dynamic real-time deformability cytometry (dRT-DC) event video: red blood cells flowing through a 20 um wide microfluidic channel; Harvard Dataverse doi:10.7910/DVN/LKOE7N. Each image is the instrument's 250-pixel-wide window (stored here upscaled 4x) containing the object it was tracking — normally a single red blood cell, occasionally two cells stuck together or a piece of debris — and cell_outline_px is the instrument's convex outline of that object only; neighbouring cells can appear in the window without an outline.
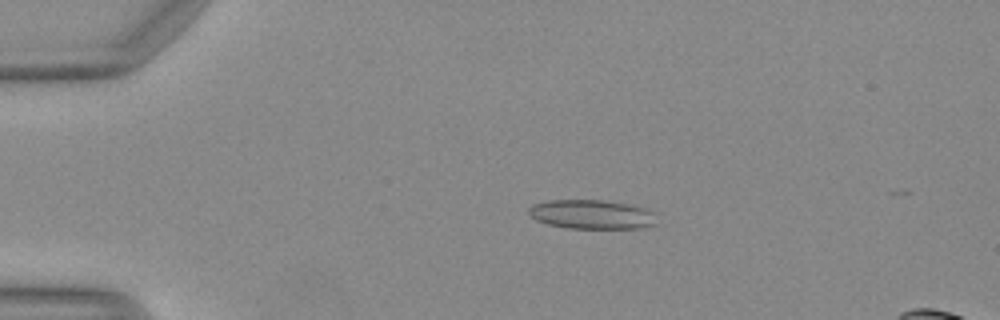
{"species": "Egyptian fruit bat (a non-hibernating species)", "species_latin": "Rousettus aegyptiacus", "temperature_condition": "warm", "stored_images_in_passage": 44, "camera_frame_rate_fps": 3000, "um_per_image_px": 0.085, "animal": {"sex": "female"}, "frame": {"image": 1, "passage_image": 4, "time_ms": 1.0, "image_size_px": [1000, 320], "cell_outline_px": [[660, 212], [656, 224], [640, 228], [568, 228], [548, 224], [536, 220], [528, 212], [528, 208], [532, 204], [548, 200], [604, 200], [628, 204]], "centroid_in_image_um": [50.37, 18.22], "position_along_channel_um": 34.6, "area_um2": 22.08}}
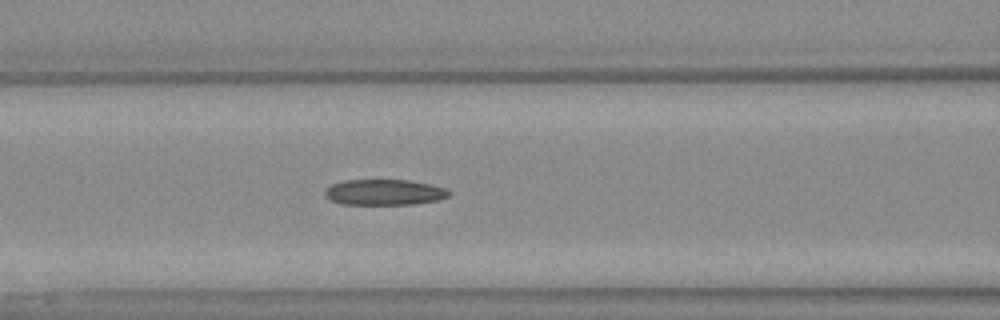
{"frame": {"image": 2, "passage_image": 15, "time_ms": 4.667, "image_size_px": [1000, 320], "cell_outline_px": [[452, 192], [448, 196], [436, 200], [412, 204], [340, 204], [332, 200], [324, 192], [332, 184], [344, 180], [408, 180], [428, 184], [444, 188]], "centroid_in_image_um": [32.67, 16.34], "position_along_channel_um": 133.9, "area_um2": 18.26}}
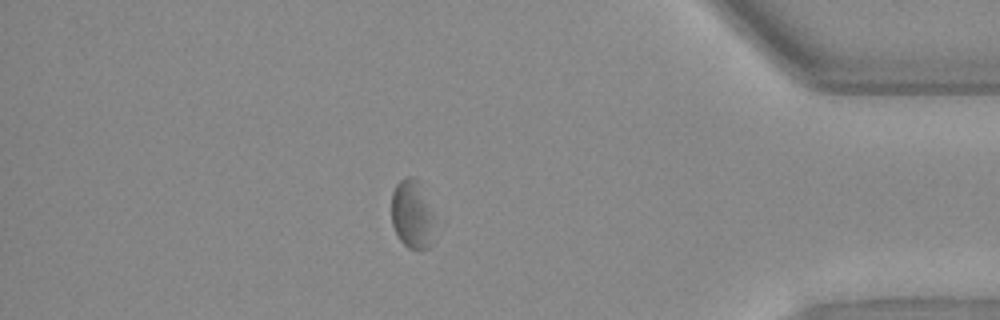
{"frame": {"image": 3, "passage_image": 37, "time_ms": 12.0, "image_size_px": [1000, 320], "cell_outline_px": [[432, 244], [428, 248], [408, 248], [400, 240], [392, 224], [392, 192], [396, 184], [400, 180], [408, 176], [412, 176], [416, 180], [424, 204], [428, 220]], "centroid_in_image_um": [34.87, 18.25], "position_along_channel_um": 400.3, "area_um2": 15.32}}